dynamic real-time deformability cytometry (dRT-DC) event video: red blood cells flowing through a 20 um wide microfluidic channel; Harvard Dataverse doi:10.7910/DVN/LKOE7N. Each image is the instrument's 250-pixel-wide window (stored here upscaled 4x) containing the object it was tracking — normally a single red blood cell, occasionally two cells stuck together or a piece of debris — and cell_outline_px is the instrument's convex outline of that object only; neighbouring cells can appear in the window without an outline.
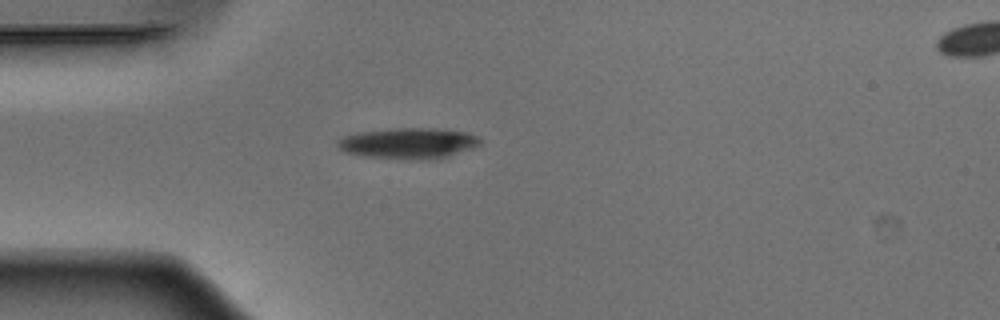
{"species": "Egyptian fruit bat (a non-hibernating species)", "species_latin": "Rousettus aegyptiacus", "temperature_condition": "warm", "stored_images_in_passage": 38, "camera_frame_rate_fps": 3000, "um_per_image_px": 0.085, "animal": {"sex": "male"}, "frame": {"image": 1, "passage_image": 1, "time_ms": 0.0, "image_size_px": [1000, 320], "cell_outline_px": [[480, 144], [444, 156], [428, 160], [424, 160], [368, 156], [348, 152], [340, 148], [336, 144], [336, 140], [344, 136], [356, 132], [396, 128], [432, 128], [468, 132], [476, 136], [480, 140]], "centroid_in_image_um": [34.66, 12.15], "position_along_channel_um": 50.3, "area_um2": 24.97}}
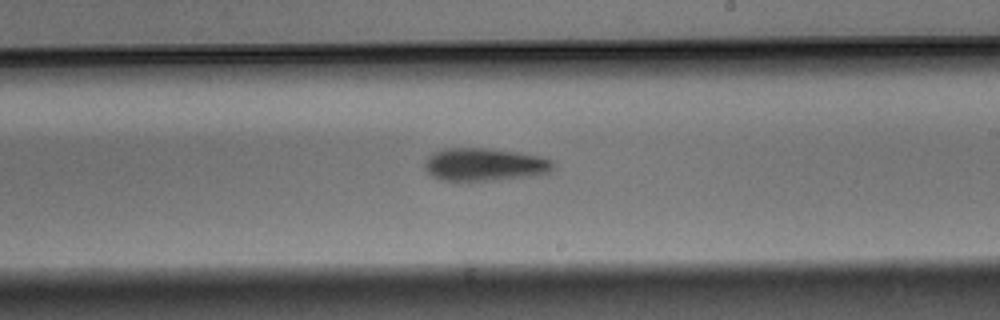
{"frame": {"image": 2, "passage_image": 17, "time_ms": 5.333, "image_size_px": [1000, 320], "cell_outline_px": [[556, 168], [552, 172], [540, 176], [492, 180], [440, 180], [432, 176], [424, 168], [424, 164], [428, 156], [432, 152], [444, 148], [492, 148], [520, 152], [540, 156], [552, 160], [556, 164]], "centroid_in_image_um": [41.27, 13.98], "position_along_channel_um": 247.7, "area_um2": 25.2}}
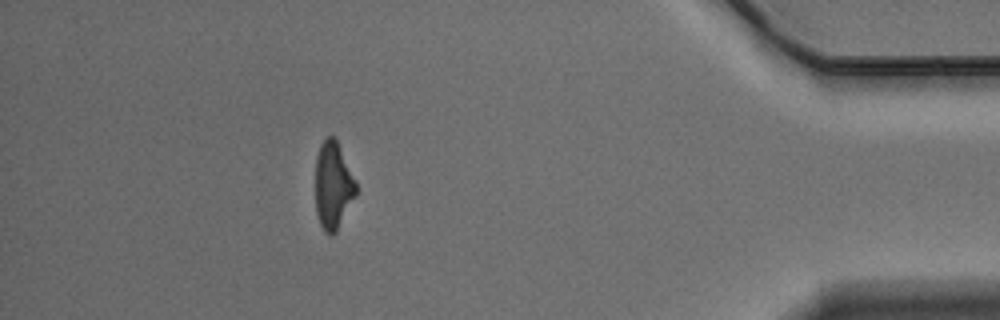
{"frame": {"image": 3, "passage_image": 33, "time_ms": 10.667, "image_size_px": [1000, 320], "cell_outline_px": [[356, 196], [336, 232], [332, 236], [324, 232], [320, 224], [316, 212], [316, 156], [320, 144], [328, 136], [332, 136], [336, 140], [356, 180]], "centroid_in_image_um": [28.31, 15.8], "position_along_channel_um": 406.9, "area_um2": 20.63}, "authors_computed_cell_mechanics": {"area_um2": 23.698, "velocity_mm_per_s": 3.9001, "shape_relaxation_time_tau1_ms": 3.3126, "shape_relaxation_time_tau2_ms": null, "deformation_change_tau1": 0.1287, "deformation_change_tau2": null}}